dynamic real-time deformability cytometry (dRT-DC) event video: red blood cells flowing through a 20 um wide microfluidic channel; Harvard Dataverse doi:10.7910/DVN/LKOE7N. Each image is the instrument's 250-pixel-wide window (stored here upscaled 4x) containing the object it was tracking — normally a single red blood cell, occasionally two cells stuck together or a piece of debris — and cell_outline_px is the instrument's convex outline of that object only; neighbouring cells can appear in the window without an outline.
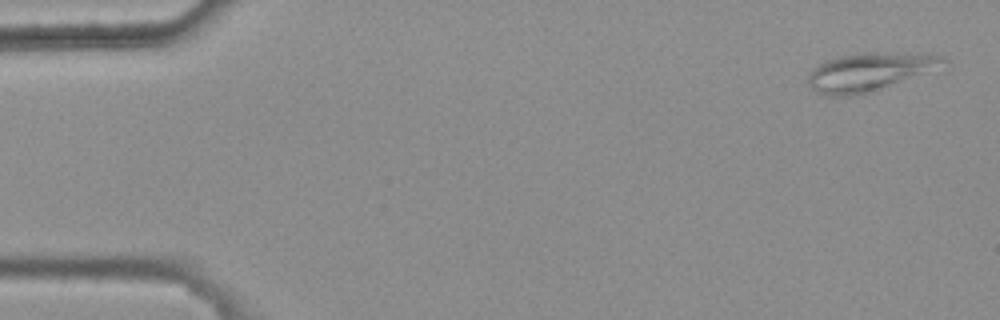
{"species": "common noctule bat (a hibernating species)", "species_latin": "Nyctalus noctula", "temperature_condition": "warm", "stored_images_in_passage": 4, "camera_frame_rate_fps": 3000, "um_per_image_px": 0.085, "animal": {"sex": "female", "body_mass_g": 25.1}, "frame": {"image": 1, "passage_image": 1, "time_ms": 0.0, "image_size_px": [1000, 320], "cell_outline_px": [[948, 60], [880, 88], [852, 96], [824, 96], [812, 88], [808, 84], [808, 72], [812, 68], [824, 60], [836, 56], [864, 52], [928, 52], [944, 56]], "centroid_in_image_um": [73.74, 6.06], "position_along_channel_um": 11.3, "area_um2": 29.36}}